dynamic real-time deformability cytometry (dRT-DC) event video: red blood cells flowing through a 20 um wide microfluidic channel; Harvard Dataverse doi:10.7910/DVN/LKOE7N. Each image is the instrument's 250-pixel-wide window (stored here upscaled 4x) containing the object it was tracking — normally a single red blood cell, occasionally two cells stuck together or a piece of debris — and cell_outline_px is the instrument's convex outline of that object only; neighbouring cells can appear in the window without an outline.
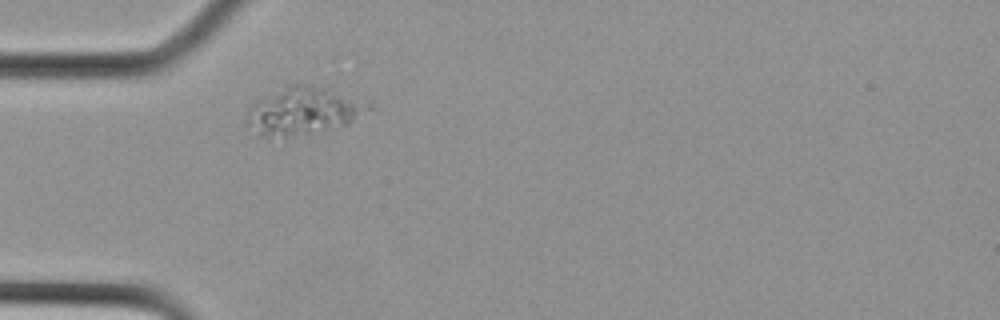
{"species": "Egyptian fruit bat (a non-hibernating species)", "species_latin": "Rousettus aegyptiacus", "temperature_condition": "cold", "stored_images_in_passage": 5, "camera_frame_rate_fps": 3000, "um_per_image_px": 0.085, "animal": {"sex": "female"}, "frame": {"image": 1, "passage_image": 1, "time_ms": 0.0, "image_size_px": [1000, 320], "cell_outline_px": [[376, 108], [348, 124], [308, 132], [284, 136], [260, 136], [248, 124], [248, 108], [256, 100], [284, 84], [300, 84], [328, 88], [372, 100]], "centroid_in_image_um": [25.9, 9.36], "position_along_channel_um": 59.1, "area_um2": 33.93}}
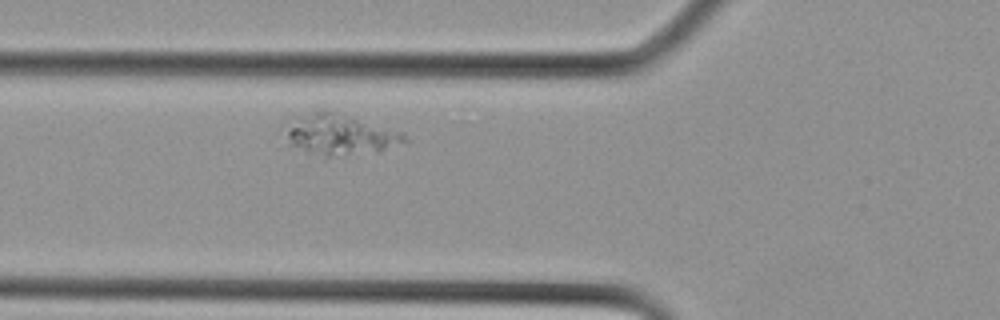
{"frame": {"image": 2, "passage_image": 3, "time_ms": 0.667, "image_size_px": [1000, 320], "cell_outline_px": [[408, 140], [376, 152], [324, 160], [292, 144], [288, 136], [288, 132], [292, 128], [316, 108], [324, 108], [404, 132]], "centroid_in_image_um": [29.03, 11.5], "position_along_channel_um": 96.8, "area_um2": 27.8}}
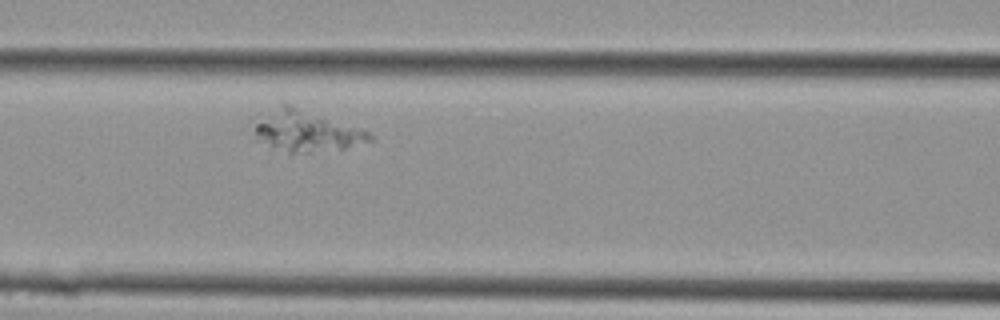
{"frame": {"image": 3, "passage_image": 5, "time_ms": 1.333, "image_size_px": [1000, 320], "cell_outline_px": [[376, 140], [344, 148], [288, 156], [256, 140], [256, 124], [280, 104], [288, 104], [360, 128], [368, 132]], "centroid_in_image_um": [26.05, 11.21], "position_along_channel_um": 140.5, "area_um2": 27.51}}